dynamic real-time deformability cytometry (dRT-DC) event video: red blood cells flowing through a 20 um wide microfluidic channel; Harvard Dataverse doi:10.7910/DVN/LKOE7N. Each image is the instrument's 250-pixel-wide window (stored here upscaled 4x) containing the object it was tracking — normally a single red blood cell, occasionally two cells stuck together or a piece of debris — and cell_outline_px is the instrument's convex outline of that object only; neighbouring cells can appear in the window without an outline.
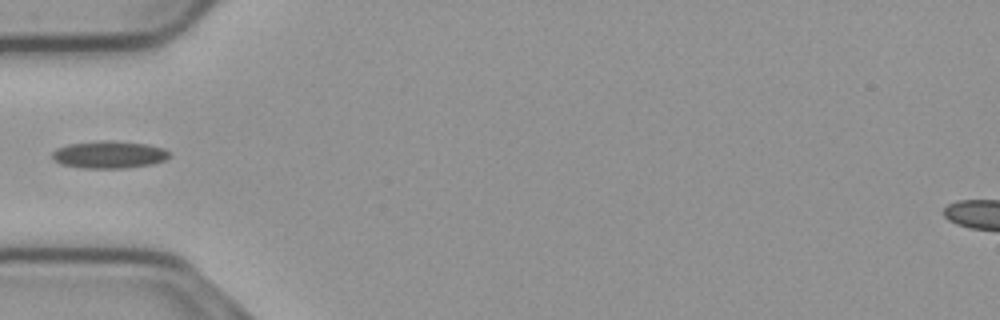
{"species": "common noctule bat (a hibernating species)", "species_latin": "Nyctalus noctula", "temperature_condition": "cold", "stored_images_in_passage": 38, "camera_frame_rate_fps": 3000, "um_per_image_px": 0.085, "animal": {"sex": "male", "body_mass_g": 23.1, "forearm_length_mm": 52.7}, "frame": {"image": 1, "passage_image": 1, "time_ms": 0.0, "image_size_px": [1000, 320], "cell_outline_px": [[172, 156], [164, 160], [152, 164], [124, 168], [84, 168], [60, 164], [52, 160], [52, 152], [56, 148], [68, 144], [96, 140], [104, 140], [148, 144], [164, 148]], "centroid_in_image_um": [9.24, 13.14], "position_along_channel_um": 75.8, "area_um2": 18.84}}
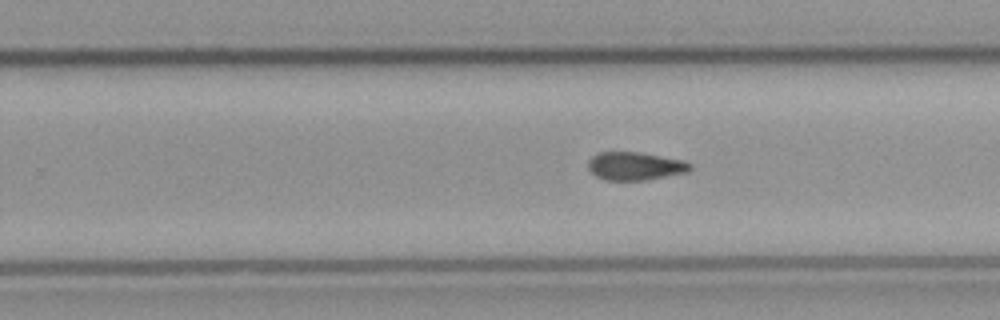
{"frame": {"image": 2, "passage_image": 17, "time_ms": 5.333, "image_size_px": [1000, 320], "cell_outline_px": [[692, 168], [688, 172], [644, 180], [604, 180], [596, 176], [588, 168], [588, 160], [592, 156], [600, 152], [640, 152], [684, 160], [692, 164]], "centroid_in_image_um": [53.99, 14.11], "position_along_channel_um": 275.8, "area_um2": 16.76}}
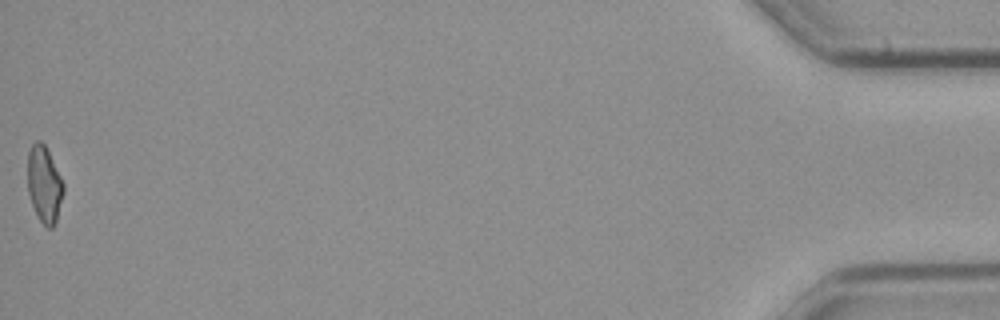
{"frame": {"image": 3, "passage_image": 38, "time_ms": 12.333, "image_size_px": [1000, 320], "cell_outline_px": [[64, 192], [56, 224], [52, 228], [48, 228], [40, 220], [32, 204], [28, 192], [28, 152], [32, 144], [36, 140], [40, 140], [44, 144], [64, 184]], "centroid_in_image_um": [3.77, 15.69], "position_along_channel_um": 431.4, "area_um2": 15.84}}